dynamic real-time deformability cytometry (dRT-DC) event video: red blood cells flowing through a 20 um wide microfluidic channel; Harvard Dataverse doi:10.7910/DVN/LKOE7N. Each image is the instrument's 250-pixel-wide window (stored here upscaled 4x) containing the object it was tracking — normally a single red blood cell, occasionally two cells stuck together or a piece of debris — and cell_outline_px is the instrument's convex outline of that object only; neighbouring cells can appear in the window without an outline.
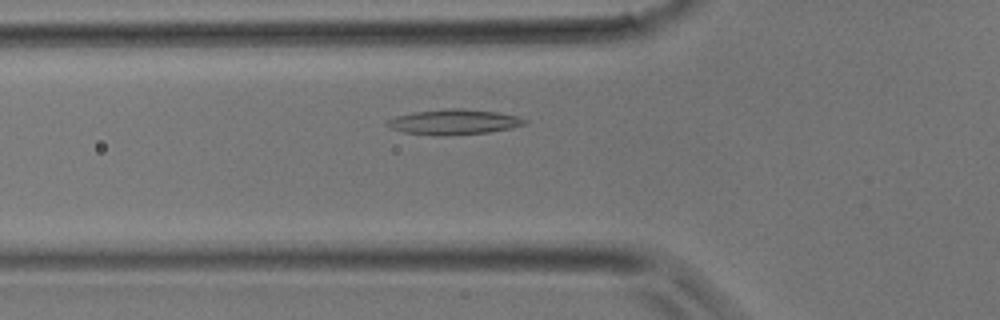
{"species": "common noctule bat (a hibernating species)", "species_latin": "Nyctalus noctula", "temperature_condition": "room temperature", "stored_images_in_passage": 28, "camera_frame_rate_fps": 3000, "um_per_image_px": 0.085, "animal": {"sex": "male", "body_mass_g": 17.9}, "frame": {"image": 1, "passage_image": 2, "time_ms": 0.333, "image_size_px": [1000, 320], "cell_outline_px": [[528, 124], [512, 128], [488, 132], [444, 136], [436, 136], [404, 132], [392, 128], [384, 124], [388, 120], [396, 116], [412, 112], [452, 108], [464, 108], [496, 112], [516, 116], [528, 120]], "centroid_in_image_um": [38.6, 10.37], "position_along_channel_um": 87.2, "area_um2": 20.29}}
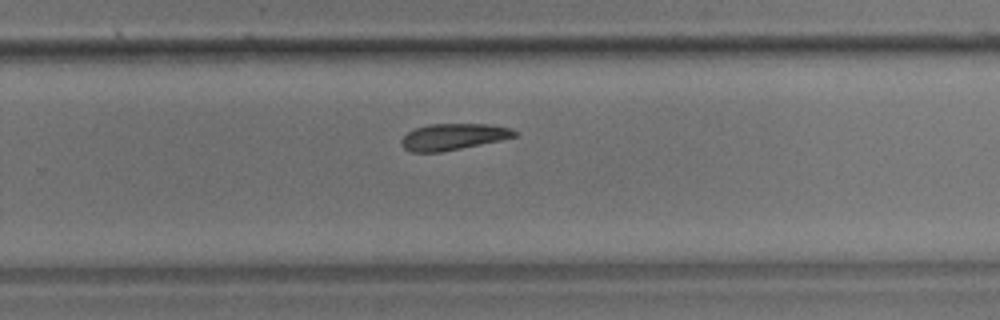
{"frame": {"image": 2, "passage_image": 14, "time_ms": 4.333, "image_size_px": [1000, 320], "cell_outline_px": [[516, 136], [500, 140], [440, 152], [412, 152], [404, 148], [400, 144], [400, 140], [408, 132], [416, 128], [428, 124], [488, 124], [508, 128], [516, 132]], "centroid_in_image_um": [38.46, 11.62], "position_along_channel_um": 291.3, "area_um2": 17.11}}
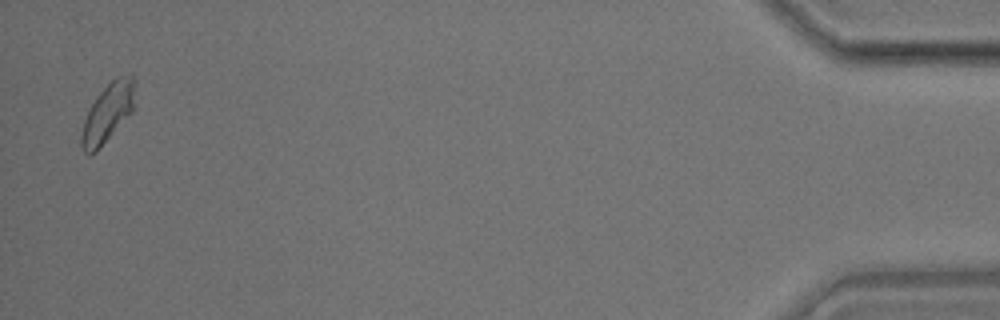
{"frame": {"image": 3, "passage_image": 27, "time_ms": 8.667, "image_size_px": [1000, 320], "cell_outline_px": [[136, 104], [132, 112], [96, 152], [88, 156], [84, 152], [80, 144], [80, 136], [84, 120], [96, 96], [116, 76], [132, 72], [136, 80]], "centroid_in_image_um": [9.21, 9.54], "position_along_channel_um": 426.0, "area_um2": 18.84}}